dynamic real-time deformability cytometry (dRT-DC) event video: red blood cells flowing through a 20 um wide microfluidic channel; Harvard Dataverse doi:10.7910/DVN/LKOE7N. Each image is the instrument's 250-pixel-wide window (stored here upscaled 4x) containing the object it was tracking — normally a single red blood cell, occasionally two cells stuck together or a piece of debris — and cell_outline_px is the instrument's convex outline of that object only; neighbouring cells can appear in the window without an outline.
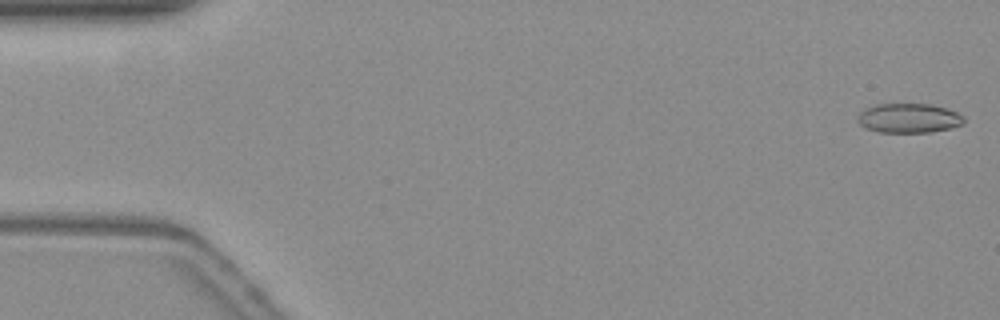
{"species": "common noctule bat (a hibernating species)", "species_latin": "Nyctalus noctula", "temperature_condition": "warm", "stored_images_in_passage": 54, "camera_frame_rate_fps": 3000, "um_per_image_px": 0.085, "animal": {"sex": "female", "body_mass_g": 19.3, "forearm_length_mm": 54.1}, "frame": {"image": 1, "passage_image": 1, "time_ms": 0.0, "image_size_px": [1000, 320], "cell_outline_px": [[964, 124], [948, 128], [928, 132], [880, 132], [864, 128], [856, 120], [856, 116], [864, 108], [876, 104], [932, 104], [956, 112], [964, 116]], "centroid_in_image_um": [77.19, 10.04], "position_along_channel_um": 7.8, "area_um2": 18.26}}
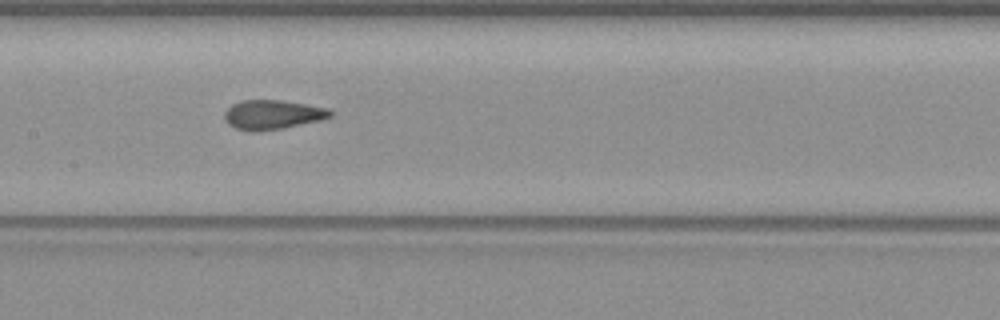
{"frame": {"image": 2, "passage_image": 26, "time_ms": 8.333, "image_size_px": [1000, 320], "cell_outline_px": [[332, 116], [320, 120], [284, 128], [256, 132], [252, 132], [236, 128], [228, 124], [224, 120], [224, 112], [232, 104], [240, 100], [280, 100], [328, 108], [332, 112]], "centroid_in_image_um": [23.13, 9.75], "position_along_channel_um": 184.3, "area_um2": 18.15}}
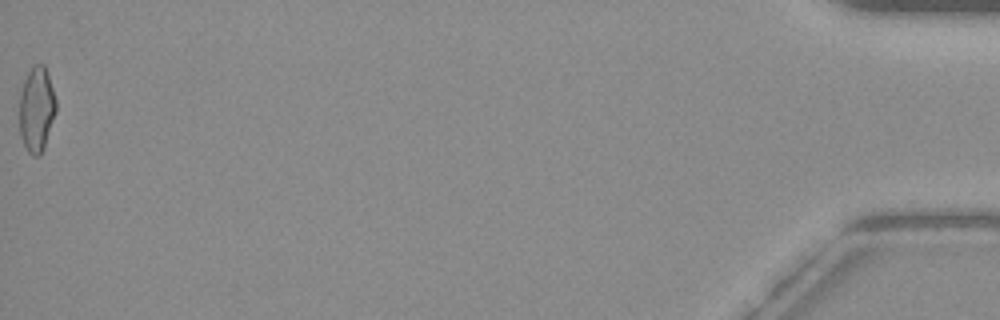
{"frame": {"image": 3, "passage_image": 54, "time_ms": 17.667, "image_size_px": [1000, 320], "cell_outline_px": [[56, 112], [44, 148], [40, 156], [32, 156], [28, 152], [20, 136], [20, 92], [24, 80], [32, 64], [44, 64], [48, 72], [56, 100]], "centroid_in_image_um": [3.12, 9.28], "position_along_channel_um": 432.1, "area_um2": 18.32}, "authors_computed_cell_mechanics": {"area_um2": 18.1781, "velocity_mm_per_s": 3.8217, "shape_relaxation_time_tau1_ms": 5.3216, "shape_relaxation_time_tau2_ms": 0.9306, "deformation_change_tau1": 0.1781, "deformation_change_tau2": 0.0871}}